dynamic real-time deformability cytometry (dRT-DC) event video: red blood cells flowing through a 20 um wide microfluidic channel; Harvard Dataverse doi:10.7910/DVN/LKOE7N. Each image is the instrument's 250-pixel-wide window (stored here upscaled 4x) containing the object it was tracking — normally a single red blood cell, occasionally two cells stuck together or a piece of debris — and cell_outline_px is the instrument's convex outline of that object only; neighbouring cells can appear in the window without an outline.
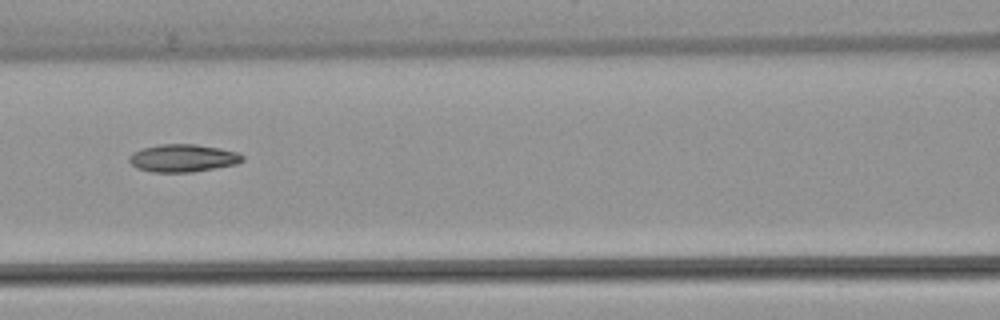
{"species": "common noctule bat (a hibernating species)", "species_latin": "Nyctalus noctula", "temperature_condition": "warm", "stored_images_in_passage": 3, "camera_frame_rate_fps": 3000, "um_per_image_px": 0.085, "animal": {"sex": "female", "body_mass_g": 22.7, "forearm_length_mm": 54.2}, "frame": {"image": 1, "passage_image": 3, "time_ms": 3.333, "image_size_px": [1000, 320], "cell_outline_px": [[244, 160], [236, 164], [192, 172], [152, 172], [136, 168], [128, 160], [128, 156], [132, 152], [144, 148], [160, 144], [196, 144], [220, 148], [236, 152], [244, 156]], "centroid_in_image_um": [15.53, 13.44], "position_along_channel_um": 151.1, "area_um2": 18.26}}